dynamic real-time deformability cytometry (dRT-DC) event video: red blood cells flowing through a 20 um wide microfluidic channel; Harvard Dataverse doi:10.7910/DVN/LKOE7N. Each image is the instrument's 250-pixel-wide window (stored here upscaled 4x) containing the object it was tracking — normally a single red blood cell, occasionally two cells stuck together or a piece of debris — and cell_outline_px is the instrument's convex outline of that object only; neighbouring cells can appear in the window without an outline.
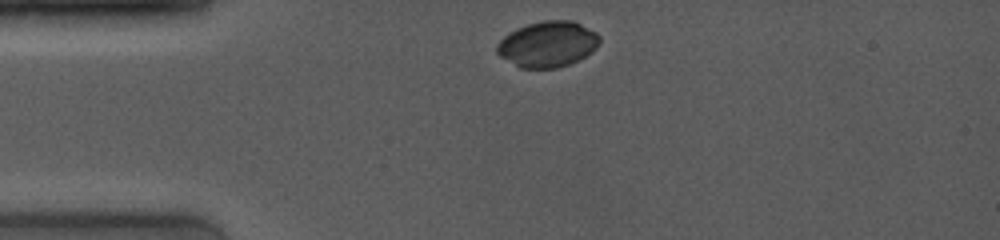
{"species": "common noctule bat (a hibernating species)", "species_latin": "Nyctalus noctula", "temperature_condition": "room temperature", "stored_images_in_passage": 22, "camera_frame_rate_fps": 4000, "um_per_image_px": 0.085, "animal": {"sex": "female", "body_mass_g": 19.0, "forearm_length_mm": 53.3}, "frame": {"image": 1, "passage_image": 1, "time_ms": 0.0, "image_size_px": [1000, 240], "cell_outline_px": [[600, 40], [596, 48], [592, 52], [568, 64], [556, 68], [520, 68], [500, 56], [496, 52], [496, 44], [508, 32], [516, 28], [528, 24], [544, 20], [572, 20], [596, 32], [600, 36]], "centroid_in_image_um": [46.53, 3.74], "position_along_channel_um": 38.5, "area_um2": 27.34}}
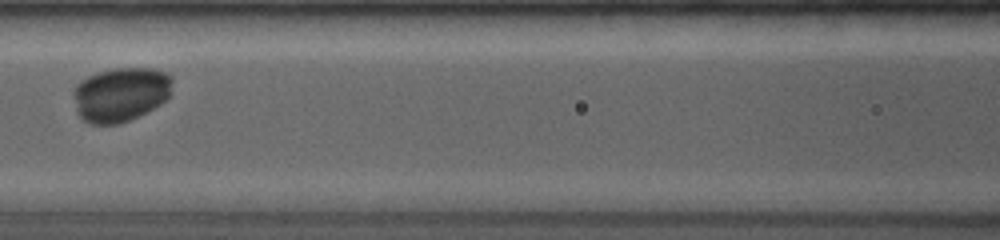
{"frame": {"image": 2, "passage_image": 10, "time_ms": 3.75, "image_size_px": [1000, 240], "cell_outline_px": [[172, 92], [160, 104], [128, 120], [116, 124], [88, 124], [76, 112], [72, 92], [76, 84], [80, 80], [88, 76], [100, 72], [116, 68], [152, 68], [164, 72], [172, 76]], "centroid_in_image_um": [10.22, 8.01], "position_along_channel_um": 156.4, "area_um2": 31.27}}
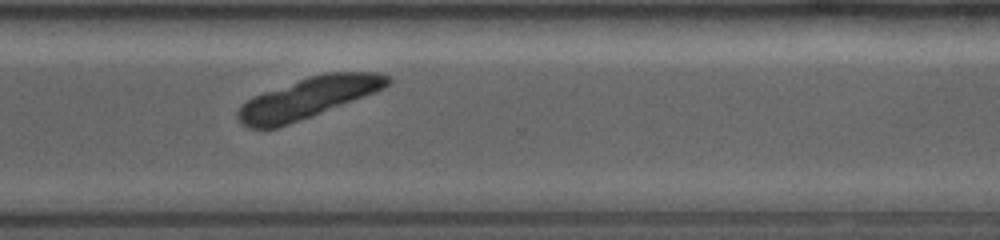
{"frame": {"image": 3, "passage_image": 22, "time_ms": 8.5, "image_size_px": [1000, 240], "cell_outline_px": [[392, 80], [384, 88], [288, 124], [276, 128], [248, 128], [240, 124], [236, 116], [236, 112], [240, 104], [252, 96], [308, 76], [328, 72], [376, 72], [388, 76]], "centroid_in_image_um": [26.1, 8.31], "position_along_channel_um": 344.5, "area_um2": 35.03}}